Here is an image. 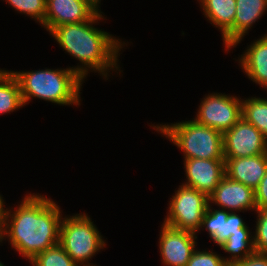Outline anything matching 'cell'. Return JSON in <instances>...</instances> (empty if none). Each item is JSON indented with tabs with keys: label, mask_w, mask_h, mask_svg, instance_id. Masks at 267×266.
<instances>
[{
	"label": "cell",
	"mask_w": 267,
	"mask_h": 266,
	"mask_svg": "<svg viewBox=\"0 0 267 266\" xmlns=\"http://www.w3.org/2000/svg\"><path fill=\"white\" fill-rule=\"evenodd\" d=\"M235 233H250V230L246 226L245 222H243L241 216L235 212H230L227 220L224 222L221 236L214 243L220 246L230 235Z\"/></svg>",
	"instance_id": "24"
},
{
	"label": "cell",
	"mask_w": 267,
	"mask_h": 266,
	"mask_svg": "<svg viewBox=\"0 0 267 266\" xmlns=\"http://www.w3.org/2000/svg\"><path fill=\"white\" fill-rule=\"evenodd\" d=\"M5 215H6V209L4 207V201L0 195V234L4 227Z\"/></svg>",
	"instance_id": "28"
},
{
	"label": "cell",
	"mask_w": 267,
	"mask_h": 266,
	"mask_svg": "<svg viewBox=\"0 0 267 266\" xmlns=\"http://www.w3.org/2000/svg\"><path fill=\"white\" fill-rule=\"evenodd\" d=\"M254 192L257 210L267 209V171Z\"/></svg>",
	"instance_id": "26"
},
{
	"label": "cell",
	"mask_w": 267,
	"mask_h": 266,
	"mask_svg": "<svg viewBox=\"0 0 267 266\" xmlns=\"http://www.w3.org/2000/svg\"><path fill=\"white\" fill-rule=\"evenodd\" d=\"M208 204L204 193L182 184L169 201V211L163 223L196 234Z\"/></svg>",
	"instance_id": "6"
},
{
	"label": "cell",
	"mask_w": 267,
	"mask_h": 266,
	"mask_svg": "<svg viewBox=\"0 0 267 266\" xmlns=\"http://www.w3.org/2000/svg\"><path fill=\"white\" fill-rule=\"evenodd\" d=\"M230 266H267V254L254 253Z\"/></svg>",
	"instance_id": "27"
},
{
	"label": "cell",
	"mask_w": 267,
	"mask_h": 266,
	"mask_svg": "<svg viewBox=\"0 0 267 266\" xmlns=\"http://www.w3.org/2000/svg\"><path fill=\"white\" fill-rule=\"evenodd\" d=\"M12 8L42 24L46 14V0H5Z\"/></svg>",
	"instance_id": "22"
},
{
	"label": "cell",
	"mask_w": 267,
	"mask_h": 266,
	"mask_svg": "<svg viewBox=\"0 0 267 266\" xmlns=\"http://www.w3.org/2000/svg\"><path fill=\"white\" fill-rule=\"evenodd\" d=\"M161 229L159 249L162 263L166 266H187L195 251L196 234L164 223Z\"/></svg>",
	"instance_id": "10"
},
{
	"label": "cell",
	"mask_w": 267,
	"mask_h": 266,
	"mask_svg": "<svg viewBox=\"0 0 267 266\" xmlns=\"http://www.w3.org/2000/svg\"><path fill=\"white\" fill-rule=\"evenodd\" d=\"M23 106L18 80L11 71L0 69V114L13 112Z\"/></svg>",
	"instance_id": "17"
},
{
	"label": "cell",
	"mask_w": 267,
	"mask_h": 266,
	"mask_svg": "<svg viewBox=\"0 0 267 266\" xmlns=\"http://www.w3.org/2000/svg\"><path fill=\"white\" fill-rule=\"evenodd\" d=\"M266 10L267 0H236L233 47L241 42L245 34Z\"/></svg>",
	"instance_id": "16"
},
{
	"label": "cell",
	"mask_w": 267,
	"mask_h": 266,
	"mask_svg": "<svg viewBox=\"0 0 267 266\" xmlns=\"http://www.w3.org/2000/svg\"><path fill=\"white\" fill-rule=\"evenodd\" d=\"M242 101V117L255 126L267 140V99L248 98Z\"/></svg>",
	"instance_id": "19"
},
{
	"label": "cell",
	"mask_w": 267,
	"mask_h": 266,
	"mask_svg": "<svg viewBox=\"0 0 267 266\" xmlns=\"http://www.w3.org/2000/svg\"><path fill=\"white\" fill-rule=\"evenodd\" d=\"M251 233H235L220 245L226 253H231V258H225V262L230 266L233 263L245 259L255 253L253 236Z\"/></svg>",
	"instance_id": "18"
},
{
	"label": "cell",
	"mask_w": 267,
	"mask_h": 266,
	"mask_svg": "<svg viewBox=\"0 0 267 266\" xmlns=\"http://www.w3.org/2000/svg\"><path fill=\"white\" fill-rule=\"evenodd\" d=\"M225 175L233 181L255 189L267 171V154L241 158H224Z\"/></svg>",
	"instance_id": "13"
},
{
	"label": "cell",
	"mask_w": 267,
	"mask_h": 266,
	"mask_svg": "<svg viewBox=\"0 0 267 266\" xmlns=\"http://www.w3.org/2000/svg\"><path fill=\"white\" fill-rule=\"evenodd\" d=\"M61 215L59 206L51 198L28 194L13 212L6 209L0 242L8 238L12 248L31 261L59 243Z\"/></svg>",
	"instance_id": "1"
},
{
	"label": "cell",
	"mask_w": 267,
	"mask_h": 266,
	"mask_svg": "<svg viewBox=\"0 0 267 266\" xmlns=\"http://www.w3.org/2000/svg\"><path fill=\"white\" fill-rule=\"evenodd\" d=\"M30 262L33 266H79L59 243L37 254Z\"/></svg>",
	"instance_id": "20"
},
{
	"label": "cell",
	"mask_w": 267,
	"mask_h": 266,
	"mask_svg": "<svg viewBox=\"0 0 267 266\" xmlns=\"http://www.w3.org/2000/svg\"><path fill=\"white\" fill-rule=\"evenodd\" d=\"M242 118V101L222 93L208 94L201 101L196 120L224 134Z\"/></svg>",
	"instance_id": "7"
},
{
	"label": "cell",
	"mask_w": 267,
	"mask_h": 266,
	"mask_svg": "<svg viewBox=\"0 0 267 266\" xmlns=\"http://www.w3.org/2000/svg\"><path fill=\"white\" fill-rule=\"evenodd\" d=\"M101 13L99 10L88 21L57 26L50 31L63 50L82 64L74 67L82 80L88 74L89 68L102 74L105 79L108 77V70L116 68L120 71L117 64L118 53L125 43L92 26L104 18Z\"/></svg>",
	"instance_id": "2"
},
{
	"label": "cell",
	"mask_w": 267,
	"mask_h": 266,
	"mask_svg": "<svg viewBox=\"0 0 267 266\" xmlns=\"http://www.w3.org/2000/svg\"><path fill=\"white\" fill-rule=\"evenodd\" d=\"M239 58L245 74L260 87L267 86V35L257 39Z\"/></svg>",
	"instance_id": "15"
},
{
	"label": "cell",
	"mask_w": 267,
	"mask_h": 266,
	"mask_svg": "<svg viewBox=\"0 0 267 266\" xmlns=\"http://www.w3.org/2000/svg\"><path fill=\"white\" fill-rule=\"evenodd\" d=\"M153 128L180 148L184 159H224L223 134L194 119Z\"/></svg>",
	"instance_id": "4"
},
{
	"label": "cell",
	"mask_w": 267,
	"mask_h": 266,
	"mask_svg": "<svg viewBox=\"0 0 267 266\" xmlns=\"http://www.w3.org/2000/svg\"><path fill=\"white\" fill-rule=\"evenodd\" d=\"M230 212L224 209L215 210L211 209V205L208 204L204 213L201 229H205L209 232L211 240L214 242L221 236L223 231L224 222L227 220Z\"/></svg>",
	"instance_id": "21"
},
{
	"label": "cell",
	"mask_w": 267,
	"mask_h": 266,
	"mask_svg": "<svg viewBox=\"0 0 267 266\" xmlns=\"http://www.w3.org/2000/svg\"><path fill=\"white\" fill-rule=\"evenodd\" d=\"M256 212L258 215L253 235L254 249L256 253L267 254V209Z\"/></svg>",
	"instance_id": "23"
},
{
	"label": "cell",
	"mask_w": 267,
	"mask_h": 266,
	"mask_svg": "<svg viewBox=\"0 0 267 266\" xmlns=\"http://www.w3.org/2000/svg\"><path fill=\"white\" fill-rule=\"evenodd\" d=\"M185 186L195 188L209 197L225 176L224 159H184Z\"/></svg>",
	"instance_id": "11"
},
{
	"label": "cell",
	"mask_w": 267,
	"mask_h": 266,
	"mask_svg": "<svg viewBox=\"0 0 267 266\" xmlns=\"http://www.w3.org/2000/svg\"><path fill=\"white\" fill-rule=\"evenodd\" d=\"M209 22L221 30L226 51L234 46L236 0H199Z\"/></svg>",
	"instance_id": "14"
},
{
	"label": "cell",
	"mask_w": 267,
	"mask_h": 266,
	"mask_svg": "<svg viewBox=\"0 0 267 266\" xmlns=\"http://www.w3.org/2000/svg\"><path fill=\"white\" fill-rule=\"evenodd\" d=\"M209 203L229 212L257 210L254 189L228 178H222L216 189L208 197Z\"/></svg>",
	"instance_id": "12"
},
{
	"label": "cell",
	"mask_w": 267,
	"mask_h": 266,
	"mask_svg": "<svg viewBox=\"0 0 267 266\" xmlns=\"http://www.w3.org/2000/svg\"><path fill=\"white\" fill-rule=\"evenodd\" d=\"M187 266H229L224 257L222 258L213 251L195 250L187 263Z\"/></svg>",
	"instance_id": "25"
},
{
	"label": "cell",
	"mask_w": 267,
	"mask_h": 266,
	"mask_svg": "<svg viewBox=\"0 0 267 266\" xmlns=\"http://www.w3.org/2000/svg\"><path fill=\"white\" fill-rule=\"evenodd\" d=\"M11 73L20 85L23 104L36 97L58 105H80V91L84 80L74 68L32 70Z\"/></svg>",
	"instance_id": "3"
},
{
	"label": "cell",
	"mask_w": 267,
	"mask_h": 266,
	"mask_svg": "<svg viewBox=\"0 0 267 266\" xmlns=\"http://www.w3.org/2000/svg\"><path fill=\"white\" fill-rule=\"evenodd\" d=\"M59 244L79 266H95L88 261L106 246L97 227L85 213L62 218Z\"/></svg>",
	"instance_id": "5"
},
{
	"label": "cell",
	"mask_w": 267,
	"mask_h": 266,
	"mask_svg": "<svg viewBox=\"0 0 267 266\" xmlns=\"http://www.w3.org/2000/svg\"><path fill=\"white\" fill-rule=\"evenodd\" d=\"M96 0H46V14L42 26L51 31L65 24L90 20L98 11Z\"/></svg>",
	"instance_id": "9"
},
{
	"label": "cell",
	"mask_w": 267,
	"mask_h": 266,
	"mask_svg": "<svg viewBox=\"0 0 267 266\" xmlns=\"http://www.w3.org/2000/svg\"><path fill=\"white\" fill-rule=\"evenodd\" d=\"M267 154V140L243 117L223 134L224 158H241Z\"/></svg>",
	"instance_id": "8"
}]
</instances>
